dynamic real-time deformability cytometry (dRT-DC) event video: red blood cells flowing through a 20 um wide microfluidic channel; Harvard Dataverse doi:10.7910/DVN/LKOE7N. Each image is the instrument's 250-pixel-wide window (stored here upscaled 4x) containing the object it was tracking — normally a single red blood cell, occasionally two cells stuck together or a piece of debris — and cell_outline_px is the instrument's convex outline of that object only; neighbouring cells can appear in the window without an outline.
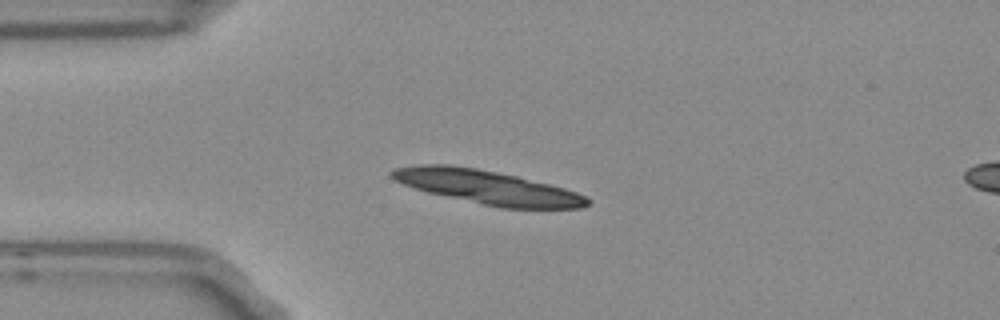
{"species": "Egyptian fruit bat (a non-hibernating species)", "species_latin": "Rousettus aegyptiacus", "temperature_condition": "room temperature", "stored_images_in_passage": 6, "camera_frame_rate_fps": 3000, "um_per_image_px": 0.085, "frame": {"image": 1, "passage_image": 2, "time_ms": 0.333, "image_size_px": [1000, 320], "cell_outline_px": [[592, 200], [588, 204], [580, 208], [500, 208], [428, 192], [392, 180], [388, 176], [388, 172], [392, 168], [416, 164], [448, 164], [476, 168], [516, 176], [564, 188], [588, 196]], "centroid_in_image_um": [41.37, 15.9], "position_along_channel_um": 43.6, "area_um2": 38.49}}